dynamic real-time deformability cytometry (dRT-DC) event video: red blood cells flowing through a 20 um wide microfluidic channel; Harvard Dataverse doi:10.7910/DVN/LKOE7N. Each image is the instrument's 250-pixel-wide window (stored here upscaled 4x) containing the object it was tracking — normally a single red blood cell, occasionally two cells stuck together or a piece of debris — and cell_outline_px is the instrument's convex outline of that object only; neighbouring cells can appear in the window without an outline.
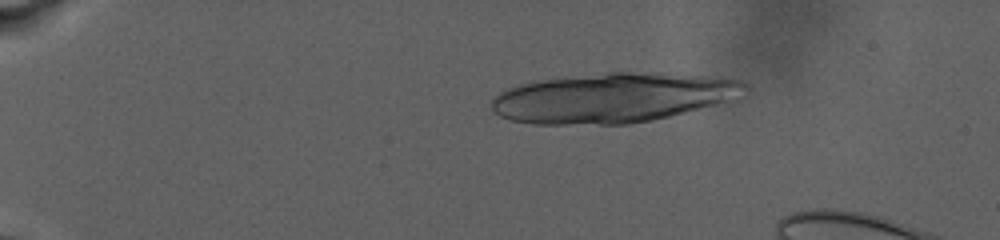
{"species": "human", "species_latin": "Homo sapiens", "temperature_condition": "warm", "stored_images_in_passage": 22, "camera_frame_rate_fps": 3000, "um_per_image_px": 0.085, "donor": {"sex": "male"}, "frame": {"image": 1, "passage_image": 12, "time_ms": 5.333, "image_size_px": [1000, 240], "cell_outline_px": [[752, 88], [748, 92], [728, 100], [716, 104], [652, 120], [628, 124], [532, 124], [512, 120], [500, 116], [492, 112], [492, 100], [504, 88], [520, 84], [544, 80], [608, 72], [660, 72], [712, 76], [744, 80]], "centroid_in_image_um": [52.14, 8.3], "position_along_channel_um": 32.9, "area_um2": 73.52}}